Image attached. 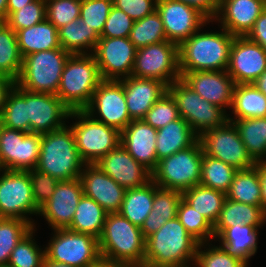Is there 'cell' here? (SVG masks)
Instances as JSON below:
<instances>
[{
  "label": "cell",
  "instance_id": "6da1fadb",
  "mask_svg": "<svg viewBox=\"0 0 266 267\" xmlns=\"http://www.w3.org/2000/svg\"><path fill=\"white\" fill-rule=\"evenodd\" d=\"M199 244L176 217L146 238L144 267H191Z\"/></svg>",
  "mask_w": 266,
  "mask_h": 267
},
{
  "label": "cell",
  "instance_id": "7a4b0ae2",
  "mask_svg": "<svg viewBox=\"0 0 266 267\" xmlns=\"http://www.w3.org/2000/svg\"><path fill=\"white\" fill-rule=\"evenodd\" d=\"M221 32H195L178 46L179 71L181 77L193 71L227 70L233 35L224 28Z\"/></svg>",
  "mask_w": 266,
  "mask_h": 267
},
{
  "label": "cell",
  "instance_id": "3957f363",
  "mask_svg": "<svg viewBox=\"0 0 266 267\" xmlns=\"http://www.w3.org/2000/svg\"><path fill=\"white\" fill-rule=\"evenodd\" d=\"M145 240L140 227L119 212L108 213L98 238L101 258L131 267H144Z\"/></svg>",
  "mask_w": 266,
  "mask_h": 267
},
{
  "label": "cell",
  "instance_id": "277c9868",
  "mask_svg": "<svg viewBox=\"0 0 266 267\" xmlns=\"http://www.w3.org/2000/svg\"><path fill=\"white\" fill-rule=\"evenodd\" d=\"M85 164L69 125L41 134V149L35 169L63 181L80 178Z\"/></svg>",
  "mask_w": 266,
  "mask_h": 267
},
{
  "label": "cell",
  "instance_id": "5b68a950",
  "mask_svg": "<svg viewBox=\"0 0 266 267\" xmlns=\"http://www.w3.org/2000/svg\"><path fill=\"white\" fill-rule=\"evenodd\" d=\"M101 81L93 54H71L63 68L56 95L71 111L84 110Z\"/></svg>",
  "mask_w": 266,
  "mask_h": 267
},
{
  "label": "cell",
  "instance_id": "8992f818",
  "mask_svg": "<svg viewBox=\"0 0 266 267\" xmlns=\"http://www.w3.org/2000/svg\"><path fill=\"white\" fill-rule=\"evenodd\" d=\"M70 55L63 48H54L23 57L21 73L15 83L30 92L57 94Z\"/></svg>",
  "mask_w": 266,
  "mask_h": 267
},
{
  "label": "cell",
  "instance_id": "52a82bcc",
  "mask_svg": "<svg viewBox=\"0 0 266 267\" xmlns=\"http://www.w3.org/2000/svg\"><path fill=\"white\" fill-rule=\"evenodd\" d=\"M204 150L198 139L187 149L158 161L152 180L161 188L183 192L200 184Z\"/></svg>",
  "mask_w": 266,
  "mask_h": 267
},
{
  "label": "cell",
  "instance_id": "ba28073f",
  "mask_svg": "<svg viewBox=\"0 0 266 267\" xmlns=\"http://www.w3.org/2000/svg\"><path fill=\"white\" fill-rule=\"evenodd\" d=\"M69 118L77 120L70 125L77 150L86 164H95L120 144L121 132L93 119L84 110H73Z\"/></svg>",
  "mask_w": 266,
  "mask_h": 267
},
{
  "label": "cell",
  "instance_id": "9c48e42d",
  "mask_svg": "<svg viewBox=\"0 0 266 267\" xmlns=\"http://www.w3.org/2000/svg\"><path fill=\"white\" fill-rule=\"evenodd\" d=\"M167 91L175 100L180 117L187 121L198 137L228 120L227 112L204 100L182 79L167 86Z\"/></svg>",
  "mask_w": 266,
  "mask_h": 267
},
{
  "label": "cell",
  "instance_id": "30bf717a",
  "mask_svg": "<svg viewBox=\"0 0 266 267\" xmlns=\"http://www.w3.org/2000/svg\"><path fill=\"white\" fill-rule=\"evenodd\" d=\"M53 237L44 247L45 258L73 267H91L101 259L98 238L69 229L53 230Z\"/></svg>",
  "mask_w": 266,
  "mask_h": 267
},
{
  "label": "cell",
  "instance_id": "8fae6325",
  "mask_svg": "<svg viewBox=\"0 0 266 267\" xmlns=\"http://www.w3.org/2000/svg\"><path fill=\"white\" fill-rule=\"evenodd\" d=\"M0 175V218L22 219L34 227V220L28 216L38 215L40 208L34 202L28 172L0 169Z\"/></svg>",
  "mask_w": 266,
  "mask_h": 267
},
{
  "label": "cell",
  "instance_id": "7c38bea8",
  "mask_svg": "<svg viewBox=\"0 0 266 267\" xmlns=\"http://www.w3.org/2000/svg\"><path fill=\"white\" fill-rule=\"evenodd\" d=\"M131 76L157 79L167 86L181 79L178 45L167 40L138 48Z\"/></svg>",
  "mask_w": 266,
  "mask_h": 267
},
{
  "label": "cell",
  "instance_id": "4fadbf2b",
  "mask_svg": "<svg viewBox=\"0 0 266 267\" xmlns=\"http://www.w3.org/2000/svg\"><path fill=\"white\" fill-rule=\"evenodd\" d=\"M199 140L206 155L236 170L249 169L257 164L248 154L238 129L231 121L227 120L222 126L205 131Z\"/></svg>",
  "mask_w": 266,
  "mask_h": 267
},
{
  "label": "cell",
  "instance_id": "5bb4252c",
  "mask_svg": "<svg viewBox=\"0 0 266 267\" xmlns=\"http://www.w3.org/2000/svg\"><path fill=\"white\" fill-rule=\"evenodd\" d=\"M41 149V134L9 129L0 124V169H35Z\"/></svg>",
  "mask_w": 266,
  "mask_h": 267
},
{
  "label": "cell",
  "instance_id": "9a60e30c",
  "mask_svg": "<svg viewBox=\"0 0 266 267\" xmlns=\"http://www.w3.org/2000/svg\"><path fill=\"white\" fill-rule=\"evenodd\" d=\"M84 111L93 119L120 132L132 121L127 109L124 88L119 80H102Z\"/></svg>",
  "mask_w": 266,
  "mask_h": 267
},
{
  "label": "cell",
  "instance_id": "2e32d148",
  "mask_svg": "<svg viewBox=\"0 0 266 267\" xmlns=\"http://www.w3.org/2000/svg\"><path fill=\"white\" fill-rule=\"evenodd\" d=\"M156 11L164 25L168 41L178 46L210 20L199 9L176 0H157Z\"/></svg>",
  "mask_w": 266,
  "mask_h": 267
},
{
  "label": "cell",
  "instance_id": "e0dca14e",
  "mask_svg": "<svg viewBox=\"0 0 266 267\" xmlns=\"http://www.w3.org/2000/svg\"><path fill=\"white\" fill-rule=\"evenodd\" d=\"M136 51L129 37L99 38L93 55L102 80H120L131 76Z\"/></svg>",
  "mask_w": 266,
  "mask_h": 267
},
{
  "label": "cell",
  "instance_id": "ac0fdd59",
  "mask_svg": "<svg viewBox=\"0 0 266 267\" xmlns=\"http://www.w3.org/2000/svg\"><path fill=\"white\" fill-rule=\"evenodd\" d=\"M266 70V51L247 36H235L227 73L237 84H251Z\"/></svg>",
  "mask_w": 266,
  "mask_h": 267
},
{
  "label": "cell",
  "instance_id": "d6986e66",
  "mask_svg": "<svg viewBox=\"0 0 266 267\" xmlns=\"http://www.w3.org/2000/svg\"><path fill=\"white\" fill-rule=\"evenodd\" d=\"M26 103L27 119H30L32 133L44 134L59 130L66 125V119H69L71 113L56 94L26 90Z\"/></svg>",
  "mask_w": 266,
  "mask_h": 267
},
{
  "label": "cell",
  "instance_id": "ffe728a7",
  "mask_svg": "<svg viewBox=\"0 0 266 267\" xmlns=\"http://www.w3.org/2000/svg\"><path fill=\"white\" fill-rule=\"evenodd\" d=\"M83 194L80 178L59 181L51 198L40 207L38 215L45 218L52 230L67 229Z\"/></svg>",
  "mask_w": 266,
  "mask_h": 267
},
{
  "label": "cell",
  "instance_id": "44dd1931",
  "mask_svg": "<svg viewBox=\"0 0 266 267\" xmlns=\"http://www.w3.org/2000/svg\"><path fill=\"white\" fill-rule=\"evenodd\" d=\"M95 164L125 189L137 188L152 180V172L138 163L121 144Z\"/></svg>",
  "mask_w": 266,
  "mask_h": 267
},
{
  "label": "cell",
  "instance_id": "7402d4cb",
  "mask_svg": "<svg viewBox=\"0 0 266 267\" xmlns=\"http://www.w3.org/2000/svg\"><path fill=\"white\" fill-rule=\"evenodd\" d=\"M181 79L204 100L230 110L235 83L226 70L186 72Z\"/></svg>",
  "mask_w": 266,
  "mask_h": 267
},
{
  "label": "cell",
  "instance_id": "603a6c76",
  "mask_svg": "<svg viewBox=\"0 0 266 267\" xmlns=\"http://www.w3.org/2000/svg\"><path fill=\"white\" fill-rule=\"evenodd\" d=\"M80 180L83 193L92 198L108 213L119 212L126 189L104 173L96 164H85Z\"/></svg>",
  "mask_w": 266,
  "mask_h": 267
},
{
  "label": "cell",
  "instance_id": "cb8c5ba5",
  "mask_svg": "<svg viewBox=\"0 0 266 267\" xmlns=\"http://www.w3.org/2000/svg\"><path fill=\"white\" fill-rule=\"evenodd\" d=\"M265 9V0H220L213 21L233 36H247Z\"/></svg>",
  "mask_w": 266,
  "mask_h": 267
},
{
  "label": "cell",
  "instance_id": "d4e9b609",
  "mask_svg": "<svg viewBox=\"0 0 266 267\" xmlns=\"http://www.w3.org/2000/svg\"><path fill=\"white\" fill-rule=\"evenodd\" d=\"M157 129L144 120H132L122 131L120 144L140 164L153 172L158 165Z\"/></svg>",
  "mask_w": 266,
  "mask_h": 267
},
{
  "label": "cell",
  "instance_id": "484cf974",
  "mask_svg": "<svg viewBox=\"0 0 266 267\" xmlns=\"http://www.w3.org/2000/svg\"><path fill=\"white\" fill-rule=\"evenodd\" d=\"M119 81L124 88L131 120H143L155 102L167 92V85L157 79L129 76Z\"/></svg>",
  "mask_w": 266,
  "mask_h": 267
},
{
  "label": "cell",
  "instance_id": "4316f807",
  "mask_svg": "<svg viewBox=\"0 0 266 267\" xmlns=\"http://www.w3.org/2000/svg\"><path fill=\"white\" fill-rule=\"evenodd\" d=\"M259 228L247 224L227 227L216 239L230 256L236 257L247 265L249 259L257 252Z\"/></svg>",
  "mask_w": 266,
  "mask_h": 267
},
{
  "label": "cell",
  "instance_id": "83f0119b",
  "mask_svg": "<svg viewBox=\"0 0 266 267\" xmlns=\"http://www.w3.org/2000/svg\"><path fill=\"white\" fill-rule=\"evenodd\" d=\"M199 137L182 117L157 130V160L192 146Z\"/></svg>",
  "mask_w": 266,
  "mask_h": 267
},
{
  "label": "cell",
  "instance_id": "f1b7e54d",
  "mask_svg": "<svg viewBox=\"0 0 266 267\" xmlns=\"http://www.w3.org/2000/svg\"><path fill=\"white\" fill-rule=\"evenodd\" d=\"M181 199L182 192L161 188L155 184L152 211L140 228L145 239L157 232L164 223L177 217V209Z\"/></svg>",
  "mask_w": 266,
  "mask_h": 267
},
{
  "label": "cell",
  "instance_id": "f546056e",
  "mask_svg": "<svg viewBox=\"0 0 266 267\" xmlns=\"http://www.w3.org/2000/svg\"><path fill=\"white\" fill-rule=\"evenodd\" d=\"M266 222V214L262 207L238 203L230 199L225 200L220 215L213 226L215 239L227 228L235 223L247 224L261 228Z\"/></svg>",
  "mask_w": 266,
  "mask_h": 267
},
{
  "label": "cell",
  "instance_id": "4dcf8cb0",
  "mask_svg": "<svg viewBox=\"0 0 266 267\" xmlns=\"http://www.w3.org/2000/svg\"><path fill=\"white\" fill-rule=\"evenodd\" d=\"M16 35L22 58L40 51L62 48L58 29L47 19L29 28L18 30Z\"/></svg>",
  "mask_w": 266,
  "mask_h": 267
},
{
  "label": "cell",
  "instance_id": "1f68e13d",
  "mask_svg": "<svg viewBox=\"0 0 266 267\" xmlns=\"http://www.w3.org/2000/svg\"><path fill=\"white\" fill-rule=\"evenodd\" d=\"M232 114L228 120L266 117V96L254 84H237L233 90ZM231 117V118H230Z\"/></svg>",
  "mask_w": 266,
  "mask_h": 267
},
{
  "label": "cell",
  "instance_id": "d6a6232c",
  "mask_svg": "<svg viewBox=\"0 0 266 267\" xmlns=\"http://www.w3.org/2000/svg\"><path fill=\"white\" fill-rule=\"evenodd\" d=\"M58 38L60 46L70 54H93L100 36L78 18L60 27Z\"/></svg>",
  "mask_w": 266,
  "mask_h": 267
},
{
  "label": "cell",
  "instance_id": "836d02e7",
  "mask_svg": "<svg viewBox=\"0 0 266 267\" xmlns=\"http://www.w3.org/2000/svg\"><path fill=\"white\" fill-rule=\"evenodd\" d=\"M154 194L155 183L153 180L143 186L126 189L119 213L133 225L141 228L152 211Z\"/></svg>",
  "mask_w": 266,
  "mask_h": 267
},
{
  "label": "cell",
  "instance_id": "e575fe53",
  "mask_svg": "<svg viewBox=\"0 0 266 267\" xmlns=\"http://www.w3.org/2000/svg\"><path fill=\"white\" fill-rule=\"evenodd\" d=\"M226 197L238 203L261 207L259 163L249 169L236 171Z\"/></svg>",
  "mask_w": 266,
  "mask_h": 267
},
{
  "label": "cell",
  "instance_id": "d590c367",
  "mask_svg": "<svg viewBox=\"0 0 266 267\" xmlns=\"http://www.w3.org/2000/svg\"><path fill=\"white\" fill-rule=\"evenodd\" d=\"M108 212L92 198L83 194L76 208L71 225L67 228L99 238Z\"/></svg>",
  "mask_w": 266,
  "mask_h": 267
},
{
  "label": "cell",
  "instance_id": "8d00e7d4",
  "mask_svg": "<svg viewBox=\"0 0 266 267\" xmlns=\"http://www.w3.org/2000/svg\"><path fill=\"white\" fill-rule=\"evenodd\" d=\"M182 198L214 226L227 197L222 191L199 184L183 191Z\"/></svg>",
  "mask_w": 266,
  "mask_h": 267
},
{
  "label": "cell",
  "instance_id": "74e56055",
  "mask_svg": "<svg viewBox=\"0 0 266 267\" xmlns=\"http://www.w3.org/2000/svg\"><path fill=\"white\" fill-rule=\"evenodd\" d=\"M228 121L238 129L250 157L256 163H262L266 159V117Z\"/></svg>",
  "mask_w": 266,
  "mask_h": 267
},
{
  "label": "cell",
  "instance_id": "f35d334b",
  "mask_svg": "<svg viewBox=\"0 0 266 267\" xmlns=\"http://www.w3.org/2000/svg\"><path fill=\"white\" fill-rule=\"evenodd\" d=\"M0 124L9 129L30 133V119H27L26 90L16 83L7 93Z\"/></svg>",
  "mask_w": 266,
  "mask_h": 267
},
{
  "label": "cell",
  "instance_id": "ab89813d",
  "mask_svg": "<svg viewBox=\"0 0 266 267\" xmlns=\"http://www.w3.org/2000/svg\"><path fill=\"white\" fill-rule=\"evenodd\" d=\"M16 32L0 21V74L16 81L22 69Z\"/></svg>",
  "mask_w": 266,
  "mask_h": 267
},
{
  "label": "cell",
  "instance_id": "60d3db41",
  "mask_svg": "<svg viewBox=\"0 0 266 267\" xmlns=\"http://www.w3.org/2000/svg\"><path fill=\"white\" fill-rule=\"evenodd\" d=\"M236 169L221 160L204 153L201 167L200 185L214 190L228 192Z\"/></svg>",
  "mask_w": 266,
  "mask_h": 267
},
{
  "label": "cell",
  "instance_id": "b9f144b4",
  "mask_svg": "<svg viewBox=\"0 0 266 267\" xmlns=\"http://www.w3.org/2000/svg\"><path fill=\"white\" fill-rule=\"evenodd\" d=\"M129 40L137 49L167 41L164 25L158 12L154 11L143 19L134 21Z\"/></svg>",
  "mask_w": 266,
  "mask_h": 267
},
{
  "label": "cell",
  "instance_id": "7bdbcfd3",
  "mask_svg": "<svg viewBox=\"0 0 266 267\" xmlns=\"http://www.w3.org/2000/svg\"><path fill=\"white\" fill-rule=\"evenodd\" d=\"M177 218L187 232L199 243L215 241L213 225L200 213H198L183 198L177 209Z\"/></svg>",
  "mask_w": 266,
  "mask_h": 267
},
{
  "label": "cell",
  "instance_id": "ee69618b",
  "mask_svg": "<svg viewBox=\"0 0 266 267\" xmlns=\"http://www.w3.org/2000/svg\"><path fill=\"white\" fill-rule=\"evenodd\" d=\"M34 226L11 252L8 265L11 267H42L45 259V249L36 244Z\"/></svg>",
  "mask_w": 266,
  "mask_h": 267
},
{
  "label": "cell",
  "instance_id": "f6af8a7d",
  "mask_svg": "<svg viewBox=\"0 0 266 267\" xmlns=\"http://www.w3.org/2000/svg\"><path fill=\"white\" fill-rule=\"evenodd\" d=\"M33 227L18 218H0V265L8 264L11 252L17 243Z\"/></svg>",
  "mask_w": 266,
  "mask_h": 267
},
{
  "label": "cell",
  "instance_id": "bcb514c9",
  "mask_svg": "<svg viewBox=\"0 0 266 267\" xmlns=\"http://www.w3.org/2000/svg\"><path fill=\"white\" fill-rule=\"evenodd\" d=\"M210 242L200 243L193 267H248L242 260L227 254L221 246H211ZM209 248H207V247ZM202 248L204 250H202ZM206 248V250H205Z\"/></svg>",
  "mask_w": 266,
  "mask_h": 267
},
{
  "label": "cell",
  "instance_id": "7dc6e473",
  "mask_svg": "<svg viewBox=\"0 0 266 267\" xmlns=\"http://www.w3.org/2000/svg\"><path fill=\"white\" fill-rule=\"evenodd\" d=\"M46 19V2L34 0L21 10L11 13L5 22L13 31L29 28Z\"/></svg>",
  "mask_w": 266,
  "mask_h": 267
},
{
  "label": "cell",
  "instance_id": "c3c4849f",
  "mask_svg": "<svg viewBox=\"0 0 266 267\" xmlns=\"http://www.w3.org/2000/svg\"><path fill=\"white\" fill-rule=\"evenodd\" d=\"M113 0H81L80 19L101 36Z\"/></svg>",
  "mask_w": 266,
  "mask_h": 267
},
{
  "label": "cell",
  "instance_id": "681fc988",
  "mask_svg": "<svg viewBox=\"0 0 266 267\" xmlns=\"http://www.w3.org/2000/svg\"><path fill=\"white\" fill-rule=\"evenodd\" d=\"M179 118L176 102L167 91L155 102L143 120L158 130Z\"/></svg>",
  "mask_w": 266,
  "mask_h": 267
},
{
  "label": "cell",
  "instance_id": "f907efd6",
  "mask_svg": "<svg viewBox=\"0 0 266 267\" xmlns=\"http://www.w3.org/2000/svg\"><path fill=\"white\" fill-rule=\"evenodd\" d=\"M81 0L46 1V19L57 29L80 18Z\"/></svg>",
  "mask_w": 266,
  "mask_h": 267
},
{
  "label": "cell",
  "instance_id": "816d5d0a",
  "mask_svg": "<svg viewBox=\"0 0 266 267\" xmlns=\"http://www.w3.org/2000/svg\"><path fill=\"white\" fill-rule=\"evenodd\" d=\"M134 20L122 10L112 6L100 38L129 37Z\"/></svg>",
  "mask_w": 266,
  "mask_h": 267
},
{
  "label": "cell",
  "instance_id": "f5cc1de1",
  "mask_svg": "<svg viewBox=\"0 0 266 267\" xmlns=\"http://www.w3.org/2000/svg\"><path fill=\"white\" fill-rule=\"evenodd\" d=\"M32 183L35 204L40 208L53 195L59 180L37 169L27 170Z\"/></svg>",
  "mask_w": 266,
  "mask_h": 267
},
{
  "label": "cell",
  "instance_id": "db71d44e",
  "mask_svg": "<svg viewBox=\"0 0 266 267\" xmlns=\"http://www.w3.org/2000/svg\"><path fill=\"white\" fill-rule=\"evenodd\" d=\"M157 0H113V6L138 21L156 11Z\"/></svg>",
  "mask_w": 266,
  "mask_h": 267
},
{
  "label": "cell",
  "instance_id": "11a10c76",
  "mask_svg": "<svg viewBox=\"0 0 266 267\" xmlns=\"http://www.w3.org/2000/svg\"><path fill=\"white\" fill-rule=\"evenodd\" d=\"M247 37L251 41L259 44L266 51V9L255 21L254 27L248 33Z\"/></svg>",
  "mask_w": 266,
  "mask_h": 267
},
{
  "label": "cell",
  "instance_id": "9f6ffc18",
  "mask_svg": "<svg viewBox=\"0 0 266 267\" xmlns=\"http://www.w3.org/2000/svg\"><path fill=\"white\" fill-rule=\"evenodd\" d=\"M199 9L210 20H213L219 10L220 0H176Z\"/></svg>",
  "mask_w": 266,
  "mask_h": 267
},
{
  "label": "cell",
  "instance_id": "6f0895ef",
  "mask_svg": "<svg viewBox=\"0 0 266 267\" xmlns=\"http://www.w3.org/2000/svg\"><path fill=\"white\" fill-rule=\"evenodd\" d=\"M15 81L5 75H0V115L3 110L7 93L13 88Z\"/></svg>",
  "mask_w": 266,
  "mask_h": 267
},
{
  "label": "cell",
  "instance_id": "680465c9",
  "mask_svg": "<svg viewBox=\"0 0 266 267\" xmlns=\"http://www.w3.org/2000/svg\"><path fill=\"white\" fill-rule=\"evenodd\" d=\"M259 174L261 179V207L266 214V163H259Z\"/></svg>",
  "mask_w": 266,
  "mask_h": 267
},
{
  "label": "cell",
  "instance_id": "91938a15",
  "mask_svg": "<svg viewBox=\"0 0 266 267\" xmlns=\"http://www.w3.org/2000/svg\"><path fill=\"white\" fill-rule=\"evenodd\" d=\"M34 0H8L7 3V17L17 11L21 10L23 7L27 6L29 3H31Z\"/></svg>",
  "mask_w": 266,
  "mask_h": 267
},
{
  "label": "cell",
  "instance_id": "94428289",
  "mask_svg": "<svg viewBox=\"0 0 266 267\" xmlns=\"http://www.w3.org/2000/svg\"><path fill=\"white\" fill-rule=\"evenodd\" d=\"M91 267H131V266L123 264V263L114 262V261H108V260L101 258L98 262H96Z\"/></svg>",
  "mask_w": 266,
  "mask_h": 267
},
{
  "label": "cell",
  "instance_id": "6125c7cd",
  "mask_svg": "<svg viewBox=\"0 0 266 267\" xmlns=\"http://www.w3.org/2000/svg\"><path fill=\"white\" fill-rule=\"evenodd\" d=\"M252 84L266 96V70Z\"/></svg>",
  "mask_w": 266,
  "mask_h": 267
},
{
  "label": "cell",
  "instance_id": "be15d7a7",
  "mask_svg": "<svg viewBox=\"0 0 266 267\" xmlns=\"http://www.w3.org/2000/svg\"><path fill=\"white\" fill-rule=\"evenodd\" d=\"M7 3L8 0H0V21L7 18Z\"/></svg>",
  "mask_w": 266,
  "mask_h": 267
},
{
  "label": "cell",
  "instance_id": "e7e4bbea",
  "mask_svg": "<svg viewBox=\"0 0 266 267\" xmlns=\"http://www.w3.org/2000/svg\"><path fill=\"white\" fill-rule=\"evenodd\" d=\"M42 267H73V266L60 262H52L45 258Z\"/></svg>",
  "mask_w": 266,
  "mask_h": 267
},
{
  "label": "cell",
  "instance_id": "03108f58",
  "mask_svg": "<svg viewBox=\"0 0 266 267\" xmlns=\"http://www.w3.org/2000/svg\"><path fill=\"white\" fill-rule=\"evenodd\" d=\"M0 267H11V266H9L8 264H6V265H0Z\"/></svg>",
  "mask_w": 266,
  "mask_h": 267
}]
</instances>
